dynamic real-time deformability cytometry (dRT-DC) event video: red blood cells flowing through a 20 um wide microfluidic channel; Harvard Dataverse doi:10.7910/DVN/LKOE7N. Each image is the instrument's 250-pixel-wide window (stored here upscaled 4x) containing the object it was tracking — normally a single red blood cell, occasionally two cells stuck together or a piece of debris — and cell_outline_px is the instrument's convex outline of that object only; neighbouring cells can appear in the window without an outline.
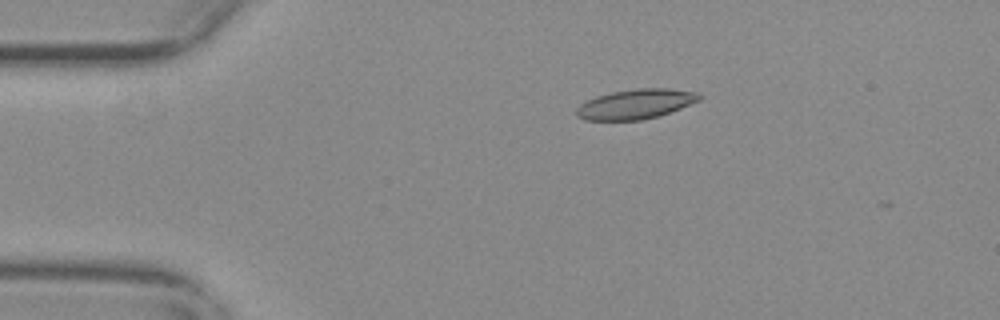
{"species": "common noctule bat (a hibernating species)", "species_latin": "Nyctalus noctula", "temperature_condition": "warm", "stored_images_in_passage": 16, "camera_frame_rate_fps": 3000, "um_per_image_px": 0.085, "animal": {"sex": "female", "body_mass_g": 29.2, "forearm_length_mm": 56.3}, "frame": {"image": 1, "passage_image": 11, "time_ms": 3.333, "image_size_px": [1000, 320], "cell_outline_px": [[704, 96], [700, 100], [680, 108], [656, 116], [640, 120], [584, 120], [576, 116], [576, 108], [580, 104], [596, 96], [612, 92], [636, 88], [668, 88], [700, 92]], "centroid_in_image_um": [54.04, 8.83], "position_along_channel_um": 31.0, "area_um2": 21.33}}